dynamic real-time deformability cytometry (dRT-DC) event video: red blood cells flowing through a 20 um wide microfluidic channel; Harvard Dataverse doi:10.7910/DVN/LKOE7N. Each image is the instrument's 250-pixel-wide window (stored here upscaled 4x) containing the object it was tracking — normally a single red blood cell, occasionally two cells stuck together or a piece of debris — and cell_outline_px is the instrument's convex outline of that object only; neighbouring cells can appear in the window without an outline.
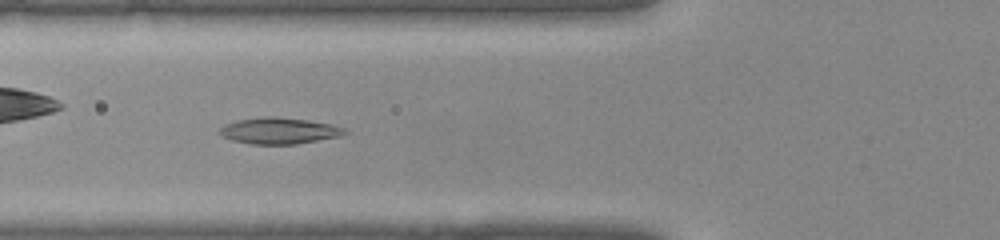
{"species": "common noctule bat (a hibernating species)", "species_latin": "Nyctalus noctula", "temperature_condition": "warm", "stored_images_in_passage": 31, "camera_frame_rate_fps": 3000, "um_per_image_px": 0.085, "animal": {"sex": "female", "body_mass_g": 22.0, "forearm_length_mm": 56.7}, "frame": {"image": 1, "passage_image": 6, "time_ms": 1.667, "image_size_px": [1000, 240], "cell_outline_px": [[348, 132], [340, 136], [296, 144], [252, 144], [232, 140], [220, 136], [216, 132], [224, 124], [236, 120], [264, 116], [272, 116], [308, 120], [332, 124], [348, 128]], "centroid_in_image_um": [23.7, 11.11], "position_along_channel_um": 102.1, "area_um2": 19.42}}
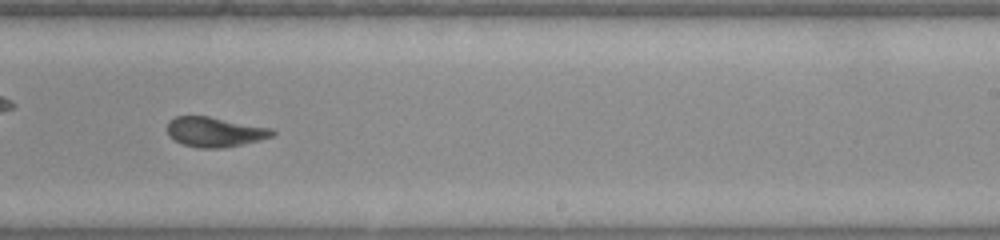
{"frame": {"image": 2, "passage_image": 16, "time_ms": 5.0, "image_size_px": [1000, 240], "cell_outline_px": [[276, 132], [272, 136], [260, 140], [224, 148], [196, 148], [184, 144], [168, 136], [168, 120], [176, 116], [208, 116], [272, 128]], "centroid_in_image_um": [18.26, 11.21], "position_along_channel_um": 270.7, "area_um2": 18.26}}
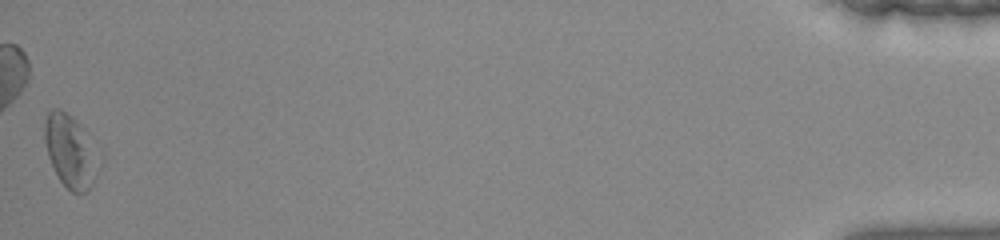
{"frame": {"image": 3, "passage_image": 31, "time_ms": 10.0, "image_size_px": [1000, 240], "cell_outline_px": [[92, 184], [88, 192], [72, 192], [60, 180], [48, 156], [44, 140], [44, 120], [48, 112], [56, 108], [60, 108], [80, 128]], "centroid_in_image_um": [5.68, 12.83], "position_along_channel_um": 429.5, "area_um2": 19.19}}